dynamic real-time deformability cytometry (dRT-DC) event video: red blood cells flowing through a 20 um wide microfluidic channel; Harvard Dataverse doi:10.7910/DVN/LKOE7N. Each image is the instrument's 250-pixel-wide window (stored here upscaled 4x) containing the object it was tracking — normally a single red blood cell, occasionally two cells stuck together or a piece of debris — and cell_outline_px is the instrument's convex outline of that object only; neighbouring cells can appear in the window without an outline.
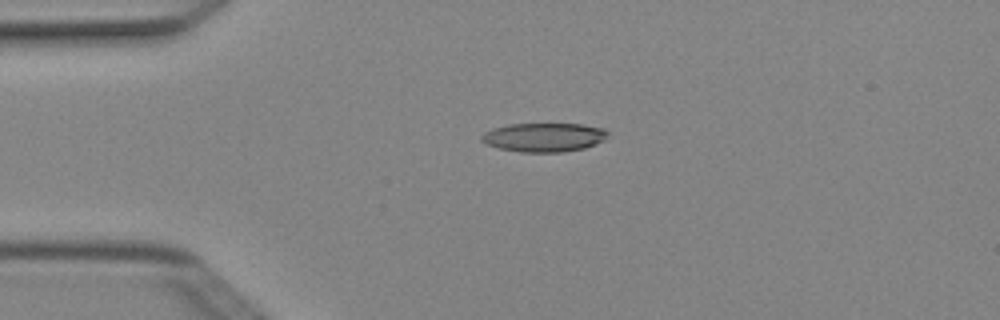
{"species": "Egyptian fruit bat (a non-hibernating species)", "species_latin": "Rousettus aegyptiacus", "temperature_condition": "cold", "stored_images_in_passage": 6, "camera_frame_rate_fps": 3000, "um_per_image_px": 0.085, "animal": {"sex": "female"}, "frame": {"image": 1, "passage_image": 3, "time_ms": 0.667, "image_size_px": [1000, 320], "cell_outline_px": [[608, 136], [604, 140], [596, 144], [584, 148], [564, 152], [520, 152], [500, 148], [488, 144], [480, 140], [480, 136], [484, 132], [492, 128], [508, 124], [580, 124], [604, 128], [608, 132]], "centroid_in_image_um": [46.24, 11.67], "position_along_channel_um": 38.8, "area_um2": 21.33}}
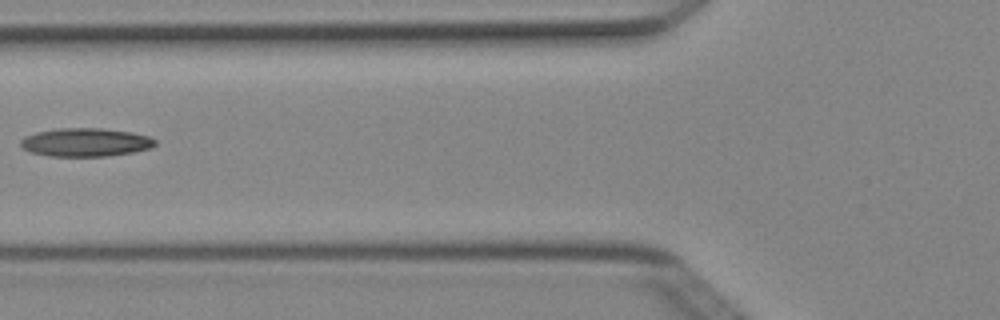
{"frame": {"image": 2, "passage_image": 5, "time_ms": 1.333, "image_size_px": [1000, 320], "cell_outline_px": [[156, 144], [152, 148], [132, 152], [108, 156], [48, 156], [32, 152], [24, 148], [20, 144], [20, 140], [24, 136], [36, 132], [56, 128], [100, 128], [132, 132], [148, 136], [156, 140]], "centroid_in_image_um": [7.27, 12.09], "position_along_channel_um": 118.5, "area_um2": 22.31}}
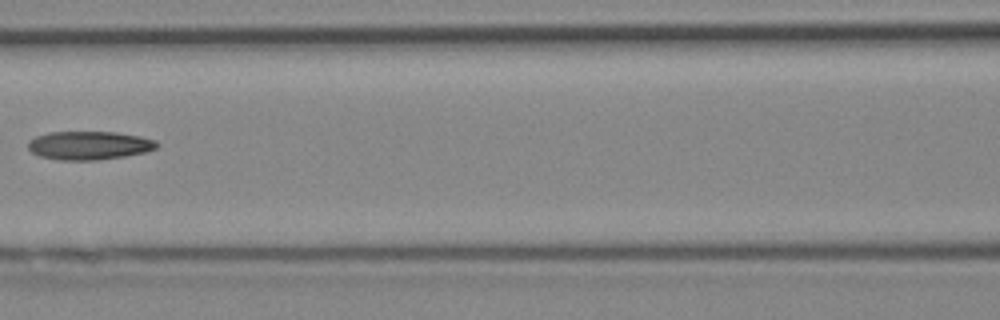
{"frame": {"image": 3, "passage_image": 6, "time_ms": 1.667, "image_size_px": [1000, 320], "cell_outline_px": [[160, 144], [156, 148], [148, 152], [124, 156], [96, 160], [60, 160], [40, 156], [32, 152], [28, 148], [28, 144], [36, 136], [48, 132], [116, 132], [140, 136], [156, 140]], "centroid_in_image_um": [7.62, 12.36], "position_along_channel_um": 159.0, "area_um2": 21.39}}